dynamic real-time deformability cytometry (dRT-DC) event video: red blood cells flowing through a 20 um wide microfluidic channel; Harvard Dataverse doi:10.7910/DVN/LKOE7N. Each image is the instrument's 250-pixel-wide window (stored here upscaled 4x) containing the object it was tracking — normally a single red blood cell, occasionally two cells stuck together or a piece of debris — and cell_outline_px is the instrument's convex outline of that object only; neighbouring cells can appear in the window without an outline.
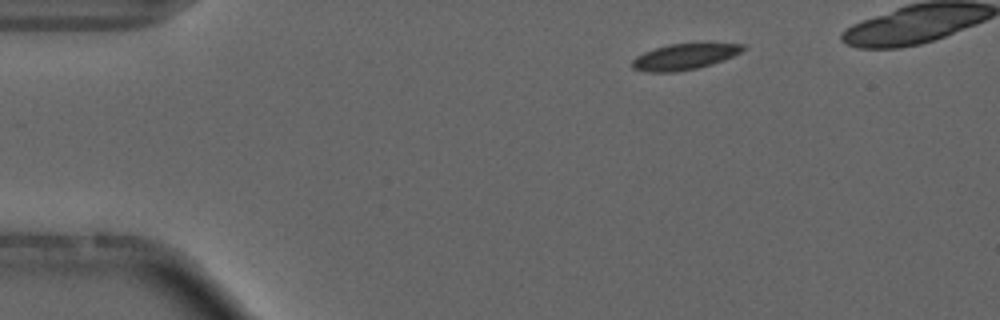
{"species": "common noctule bat (a hibernating species)", "species_latin": "Nyctalus noctula", "temperature_condition": "cold", "stored_images_in_passage": 5, "camera_frame_rate_fps": 3000, "um_per_image_px": 0.085, "animal": {"sex": "male", "forearm_length_mm": 52.5}, "frame": {"image": 1, "passage_image": 2, "time_ms": 1.333, "image_size_px": [1000, 320], "cell_outline_px": [[748, 48], [732, 56], [712, 64], [696, 68], [676, 72], [648, 72], [632, 68], [632, 60], [636, 56], [644, 52], [668, 44], [708, 40], [744, 44]], "centroid_in_image_um": [58.27, 4.75], "position_along_channel_um": 26.7, "area_um2": 17.57}}